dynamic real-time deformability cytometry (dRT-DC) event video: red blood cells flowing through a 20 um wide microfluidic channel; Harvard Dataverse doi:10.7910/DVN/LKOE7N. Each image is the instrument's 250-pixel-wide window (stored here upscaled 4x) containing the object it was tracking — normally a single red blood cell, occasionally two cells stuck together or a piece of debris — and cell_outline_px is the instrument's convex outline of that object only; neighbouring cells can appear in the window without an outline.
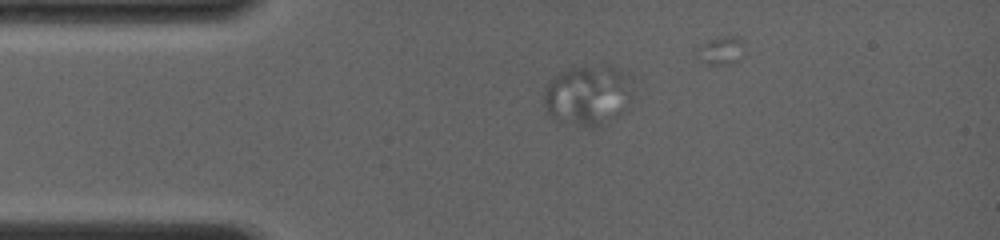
{"species": "common noctule bat (a hibernating species)", "species_latin": "Nyctalus noctula", "temperature_condition": "room temperature", "stored_images_in_passage": 12, "camera_frame_rate_fps": 4000, "um_per_image_px": 0.085, "animal": {"sex": "female", "body_mass_g": 19.0, "forearm_length_mm": 56.7}, "frame": {"image": 1, "passage_image": 1, "time_ms": 0.0, "image_size_px": [1000, 240], "cell_outline_px": [[632, 96], [600, 128], [588, 128], [556, 120], [544, 112], [544, 88], [548, 80], [560, 72], [576, 68], [604, 64], [608, 64], [628, 72], [632, 76]], "centroid_in_image_um": [49.93, 8.06], "position_along_channel_um": 35.1, "area_um2": 31.44}}